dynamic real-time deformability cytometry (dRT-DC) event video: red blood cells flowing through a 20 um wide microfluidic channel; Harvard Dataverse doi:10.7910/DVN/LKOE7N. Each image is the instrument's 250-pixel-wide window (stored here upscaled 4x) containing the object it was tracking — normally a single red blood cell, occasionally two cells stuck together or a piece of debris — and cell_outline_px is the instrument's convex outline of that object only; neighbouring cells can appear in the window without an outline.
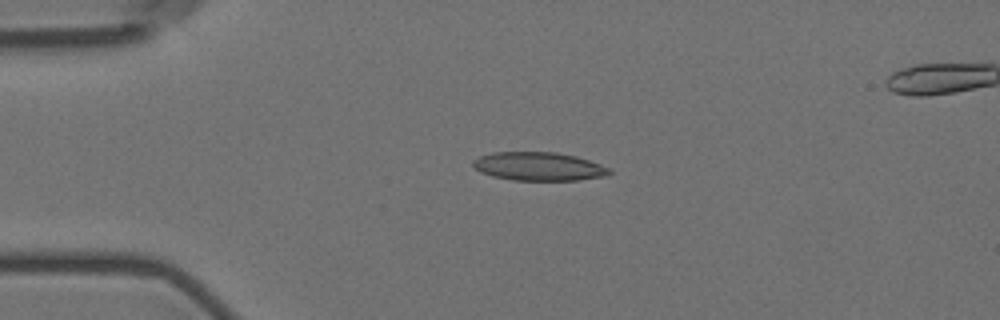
{"species": "Egyptian fruit bat (a non-hibernating species)", "species_latin": "Rousettus aegyptiacus", "temperature_condition": "room temperature", "stored_images_in_passage": 6, "segment_of_instrument_passage": [1, 2], "camera_frame_rate_fps": 3000, "um_per_image_px": 0.085, "animal": {"sex": "female"}, "frame": {"image": 1, "passage_image": 4, "time_ms": 3.333, "image_size_px": [1000, 320], "cell_outline_px": [[612, 172], [608, 176], [576, 180], [512, 180], [492, 176], [480, 172], [472, 164], [472, 160], [480, 156], [492, 152], [556, 152], [576, 156], [612, 168]], "centroid_in_image_um": [45.81, 14.14], "position_along_channel_um": 39.2, "area_um2": 22.77}}